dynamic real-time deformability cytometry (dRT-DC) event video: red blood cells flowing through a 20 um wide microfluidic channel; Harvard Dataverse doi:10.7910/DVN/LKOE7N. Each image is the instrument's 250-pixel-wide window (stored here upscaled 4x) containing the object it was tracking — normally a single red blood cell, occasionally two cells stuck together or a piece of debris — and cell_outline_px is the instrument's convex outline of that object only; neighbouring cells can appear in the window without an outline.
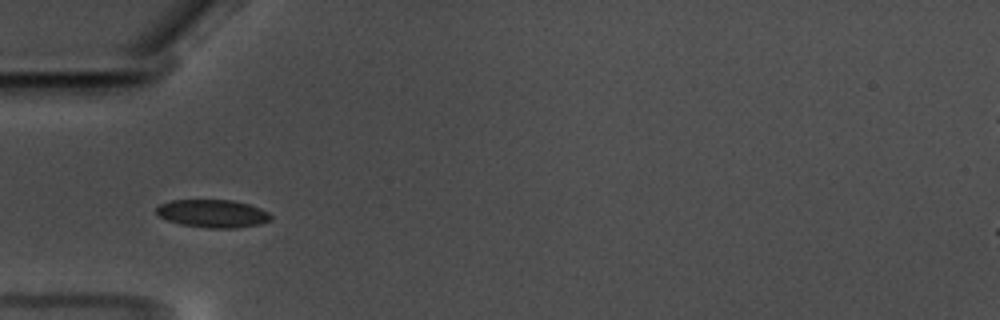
{"species": "common noctule bat (a hibernating species)", "species_latin": "Nyctalus noctula", "temperature_condition": "warm", "stored_images_in_passage": 40, "camera_frame_rate_fps": 3000, "um_per_image_px": 0.085, "animal": {"sex": "male", "body_mass_g": 17.5, "forearm_length_mm": 52.3}, "frame": {"image": 1, "passage_image": 1, "time_ms": 0.0, "image_size_px": [1000, 320], "cell_outline_px": [[272, 216], [268, 220], [260, 224], [236, 228], [208, 228], [180, 224], [168, 220], [160, 216], [156, 212], [156, 208], [160, 204], [172, 200], [232, 200], [248, 204], [260, 208], [268, 212]], "centroid_in_image_um": [18.07, 18.15], "position_along_channel_um": 66.9, "area_um2": 18.5}}
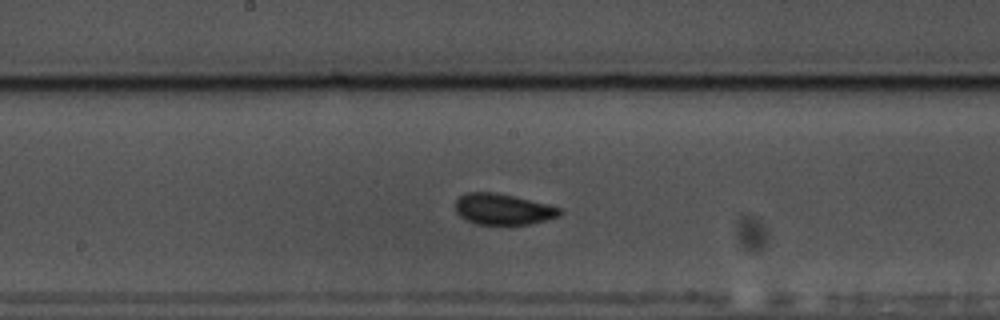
{"frame": {"image": 2, "passage_image": 13, "time_ms": 4.0, "image_size_px": [1000, 320], "cell_outline_px": [[564, 212], [560, 216], [528, 224], [476, 224], [464, 220], [456, 212], [456, 200], [460, 196], [468, 192], [496, 192], [548, 204], [560, 208]], "centroid_in_image_um": [42.75, 17.78], "position_along_channel_um": 205.5, "area_um2": 18.84}}
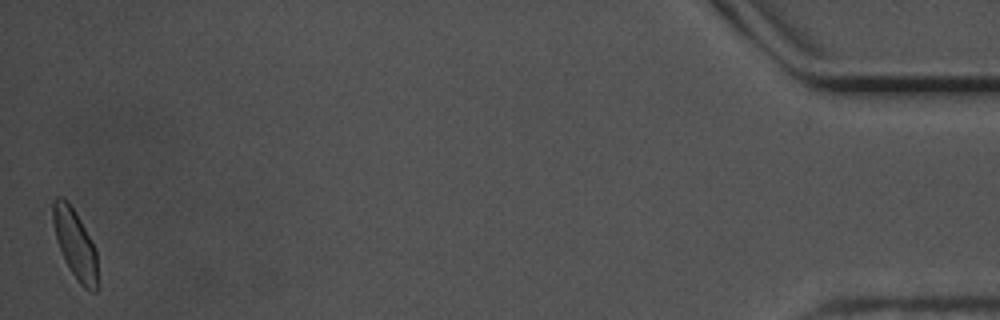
{"frame": {"image": 3, "passage_image": 40, "time_ms": 13.0, "image_size_px": [1000, 320], "cell_outline_px": [[96, 292], [92, 292], [84, 288], [80, 284], [64, 260], [56, 236], [52, 220], [52, 204], [56, 196], [60, 196], [72, 208], [80, 220], [96, 252]], "centroid_in_image_um": [6.35, 20.74], "position_along_channel_um": 428.8, "area_um2": 17.22}, "authors_computed_cell_mechanics": {"area_um2": 18.3226, "velocity_mm_per_s": 3.4932, "shape_relaxation_time_tau1_ms": 3.0183, "shape_relaxation_time_tau2_ms": 0.8429, "deformation_change_tau1": 0.0667, "deformation_change_tau2": 0.0521}}